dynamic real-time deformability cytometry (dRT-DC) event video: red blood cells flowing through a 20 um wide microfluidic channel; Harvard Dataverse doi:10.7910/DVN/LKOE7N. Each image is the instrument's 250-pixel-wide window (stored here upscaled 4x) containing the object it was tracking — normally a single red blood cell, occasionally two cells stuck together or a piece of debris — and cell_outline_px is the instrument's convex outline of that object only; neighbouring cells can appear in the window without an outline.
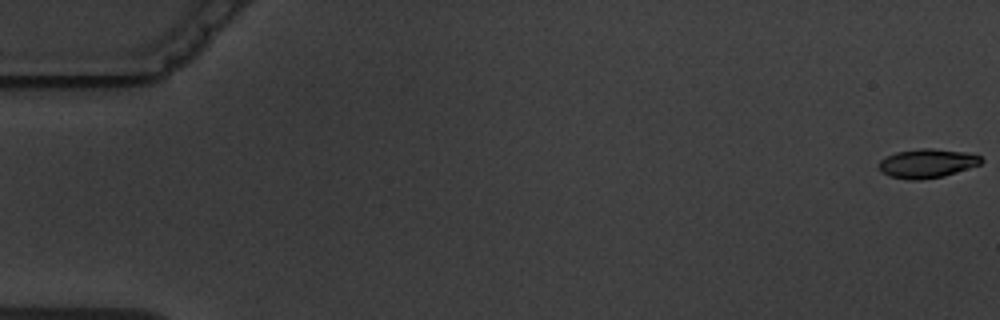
{"species": "common noctule bat (a hibernating species)", "species_latin": "Nyctalus noctula", "temperature_condition": "warm", "stored_images_in_passage": 3, "camera_frame_rate_fps": 3000, "um_per_image_px": 0.085, "animal": {"sex": "male", "body_mass_g": 19.5, "forearm_length_mm": 54.6}, "frame": {"image": 1, "passage_image": 1, "time_ms": 0.0, "image_size_px": [1000, 320], "cell_outline_px": [[984, 160], [980, 164], [944, 176], [916, 180], [908, 180], [888, 176], [880, 168], [880, 160], [896, 152], [920, 148], [932, 148], [968, 152], [980, 156]], "centroid_in_image_um": [78.83, 13.88], "position_along_channel_um": 6.2, "area_um2": 17.17}}